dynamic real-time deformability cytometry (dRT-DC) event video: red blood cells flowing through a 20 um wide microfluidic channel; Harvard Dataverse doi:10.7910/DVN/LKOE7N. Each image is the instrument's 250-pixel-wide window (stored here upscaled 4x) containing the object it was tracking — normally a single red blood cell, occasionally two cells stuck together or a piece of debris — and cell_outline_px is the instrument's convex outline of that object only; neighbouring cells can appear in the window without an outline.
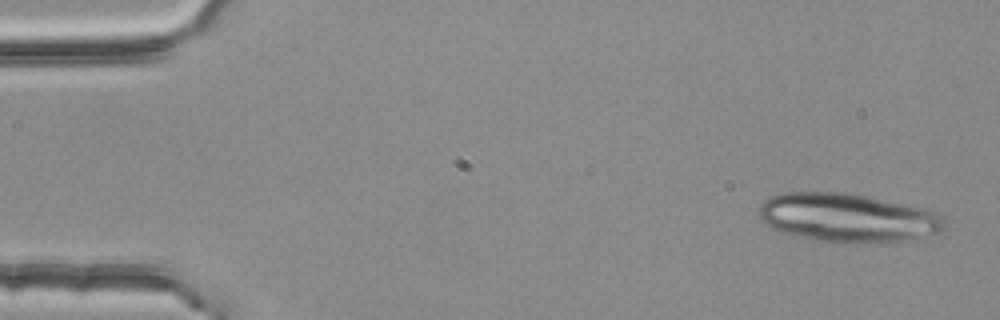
{"species": "common noctule bat (a hibernating species)", "species_latin": "Nyctalus noctula", "temperature_condition": "room temperature", "stored_images_in_passage": 4, "camera_frame_rate_fps": 3000, "um_per_image_px": 0.085, "animal": {"sex": "female", "body_mass_g": 25.1}, "frame": {"image": 1, "passage_image": 1, "time_ms": 0.0, "image_size_px": [1000, 320], "cell_outline_px": [[944, 228], [940, 232], [904, 240], [860, 244], [848, 244], [816, 240], [780, 232], [764, 224], [760, 216], [760, 204], [768, 196], [784, 192], [852, 192], [924, 208], [936, 212], [944, 220]], "centroid_in_image_um": [72.01, 18.5], "position_along_channel_um": 13.0, "area_um2": 53.12}}